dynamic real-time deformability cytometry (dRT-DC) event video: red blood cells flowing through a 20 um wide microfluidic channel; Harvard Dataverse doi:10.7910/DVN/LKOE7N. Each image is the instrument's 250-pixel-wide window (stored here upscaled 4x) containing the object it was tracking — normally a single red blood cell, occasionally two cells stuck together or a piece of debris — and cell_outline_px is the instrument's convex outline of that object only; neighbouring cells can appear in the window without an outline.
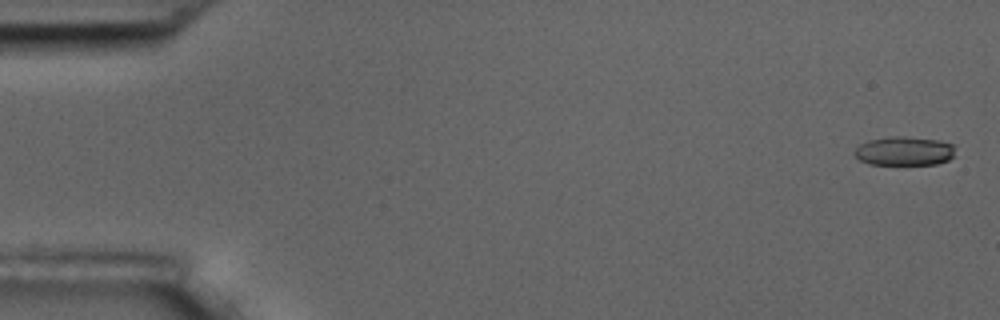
{"species": "common noctule bat (a hibernating species)", "species_latin": "Nyctalus noctula", "temperature_condition": "room temperature", "stored_images_in_passage": 5, "camera_frame_rate_fps": 3000, "um_per_image_px": 0.085, "animal": {"sex": "male", "body_mass_g": 17.5, "forearm_length_mm": 52.3}, "frame": {"image": 1, "passage_image": 1, "time_ms": 0.0, "image_size_px": [1000, 320], "cell_outline_px": [[952, 156], [948, 160], [936, 164], [868, 164], [860, 160], [852, 152], [860, 144], [868, 140], [888, 136], [904, 136], [940, 140], [952, 144]], "centroid_in_image_um": [76.81, 12.83], "position_along_channel_um": 8.2, "area_um2": 16.94}}
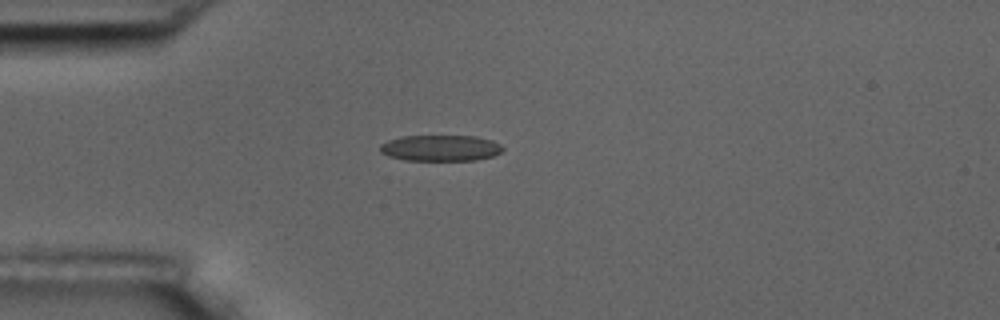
{"frame": {"image": 2, "passage_image": 5, "time_ms": 4.667, "image_size_px": [1000, 320], "cell_outline_px": [[504, 148], [500, 152], [492, 156], [476, 160], [404, 160], [388, 156], [380, 152], [380, 144], [388, 140], [400, 136], [476, 136], [492, 140], [500, 144]], "centroid_in_image_um": [37.42, 12.58], "position_along_channel_um": 47.6, "area_um2": 18.67}}